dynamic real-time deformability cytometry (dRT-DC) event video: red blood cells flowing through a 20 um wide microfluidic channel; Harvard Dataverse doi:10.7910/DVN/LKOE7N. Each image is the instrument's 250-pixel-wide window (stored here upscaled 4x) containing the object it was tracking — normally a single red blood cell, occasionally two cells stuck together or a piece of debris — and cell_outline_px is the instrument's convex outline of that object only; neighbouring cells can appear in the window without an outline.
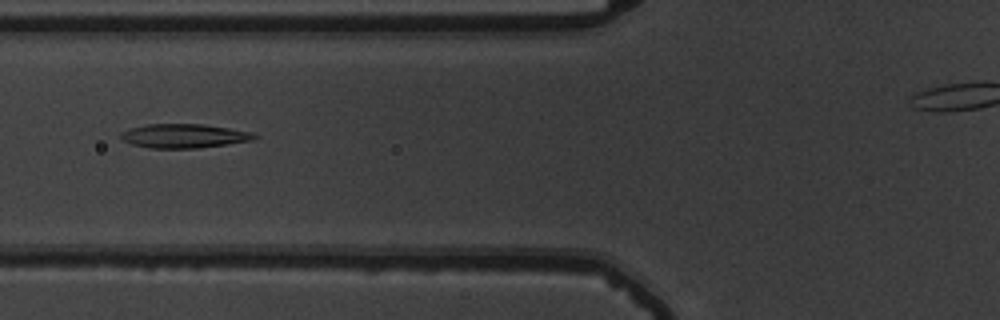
{"species": "common noctule bat (a hibernating species)", "species_latin": "Nyctalus noctula", "temperature_condition": "warm", "stored_images_in_passage": 33, "camera_frame_rate_fps": 3000, "um_per_image_px": 0.085, "animal": {"sex": "male", "body_mass_g": 19.5, "forearm_length_mm": 54.6}, "frame": {"image": 1, "passage_image": 5, "time_ms": 1.333, "image_size_px": [1000, 320], "cell_outline_px": [[256, 140], [228, 144], [196, 148], [148, 148], [132, 144], [124, 140], [120, 136], [120, 132], [132, 128], [148, 124], [204, 124], [252, 132], [256, 136]], "centroid_in_image_um": [15.66, 11.55], "position_along_channel_um": 110.1, "area_um2": 18.61}}
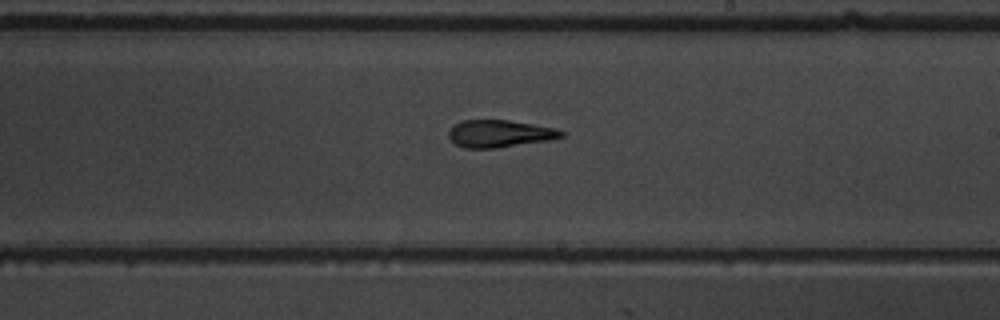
{"frame": {"image": 2, "passage_image": 16, "time_ms": 5.0, "image_size_px": [1000, 320], "cell_outline_px": [[564, 136], [548, 140], [496, 148], [464, 148], [456, 144], [448, 136], [448, 132], [456, 124], [464, 120], [508, 120], [556, 128], [564, 132]], "centroid_in_image_um": [42.47, 11.36], "position_along_channel_um": 246.5, "area_um2": 17.69}}
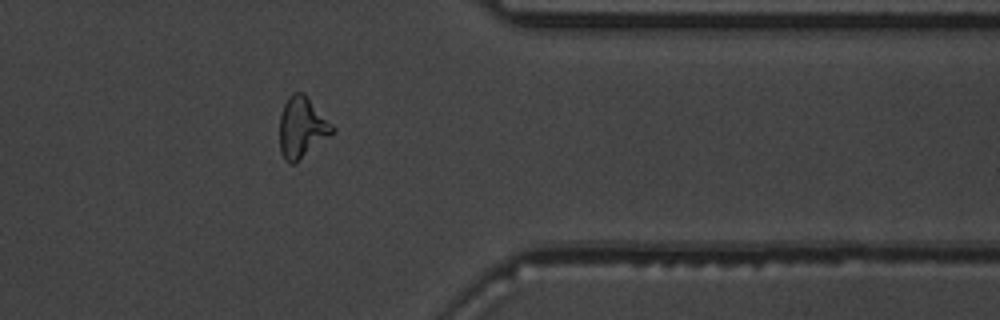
{"frame": {"image": 3, "passage_image": 28, "time_ms": 9.0, "image_size_px": [1000, 320], "cell_outline_px": [[336, 132], [296, 164], [288, 164], [284, 160], [280, 152], [280, 116], [284, 104], [288, 96], [292, 92], [304, 92], [336, 128]], "centroid_in_image_um": [25.68, 10.87], "position_along_channel_um": 385.7, "area_um2": 19.25}}